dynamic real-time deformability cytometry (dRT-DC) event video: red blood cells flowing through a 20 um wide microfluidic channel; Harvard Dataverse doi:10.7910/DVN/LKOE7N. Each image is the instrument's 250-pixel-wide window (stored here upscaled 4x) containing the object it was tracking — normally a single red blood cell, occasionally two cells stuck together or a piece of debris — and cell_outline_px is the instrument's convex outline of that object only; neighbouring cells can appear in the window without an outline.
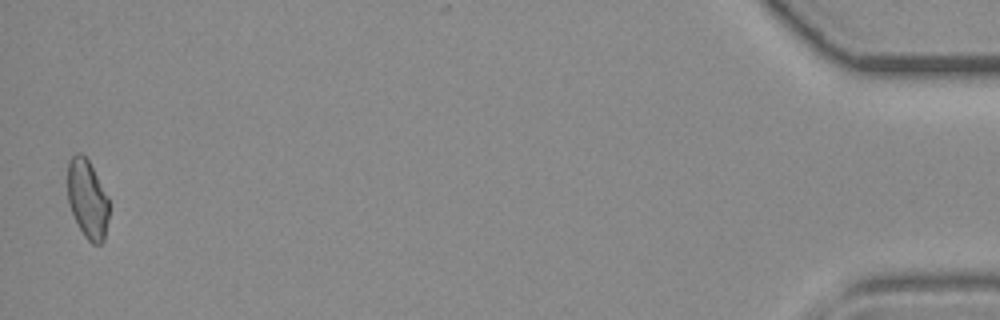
{"species": "common noctule bat (a hibernating species)", "species_latin": "Nyctalus noctula", "temperature_condition": "room temperature", "stored_images_in_passage": 43, "camera_frame_rate_fps": 3000, "um_per_image_px": 0.085, "animal": {"sex": "female", "body_mass_g": 19.3, "forearm_length_mm": 54.1}, "frame": {"image": 1, "passage_image": 43, "time_ms": 14.0, "image_size_px": [1000, 320], "cell_outline_px": [[108, 216], [104, 240], [100, 244], [92, 244], [84, 236], [68, 204], [68, 160], [76, 152], [80, 152], [88, 160], [108, 196]], "centroid_in_image_um": [7.42, 16.91], "position_along_channel_um": 427.8, "area_um2": 18.84}}